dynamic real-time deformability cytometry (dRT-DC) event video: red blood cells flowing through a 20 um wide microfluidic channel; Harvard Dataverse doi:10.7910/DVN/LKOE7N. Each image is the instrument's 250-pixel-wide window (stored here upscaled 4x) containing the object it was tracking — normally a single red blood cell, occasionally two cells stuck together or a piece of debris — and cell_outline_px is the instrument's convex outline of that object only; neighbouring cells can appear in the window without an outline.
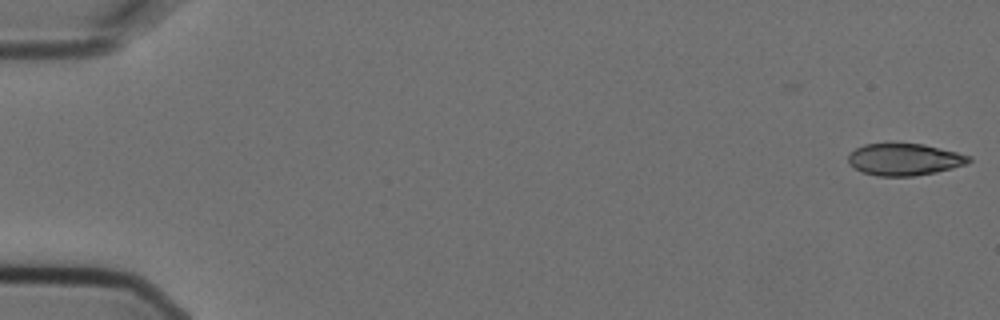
{"species": "Egyptian fruit bat (a non-hibernating species)", "species_latin": "Rousettus aegyptiacus", "temperature_condition": "cold", "stored_images_in_passage": 2, "camera_frame_rate_fps": 3000, "um_per_image_px": 0.085, "animal": {"sex": "female"}, "frame": {"image": 1, "passage_image": 2, "time_ms": 0.333, "image_size_px": [1000, 320], "cell_outline_px": [[972, 160], [968, 164], [936, 172], [912, 176], [876, 176], [860, 172], [848, 160], [848, 156], [856, 148], [864, 144], [924, 144], [972, 156]], "centroid_in_image_um": [76.91, 13.56], "position_along_channel_um": 8.1, "area_um2": 22.31}}